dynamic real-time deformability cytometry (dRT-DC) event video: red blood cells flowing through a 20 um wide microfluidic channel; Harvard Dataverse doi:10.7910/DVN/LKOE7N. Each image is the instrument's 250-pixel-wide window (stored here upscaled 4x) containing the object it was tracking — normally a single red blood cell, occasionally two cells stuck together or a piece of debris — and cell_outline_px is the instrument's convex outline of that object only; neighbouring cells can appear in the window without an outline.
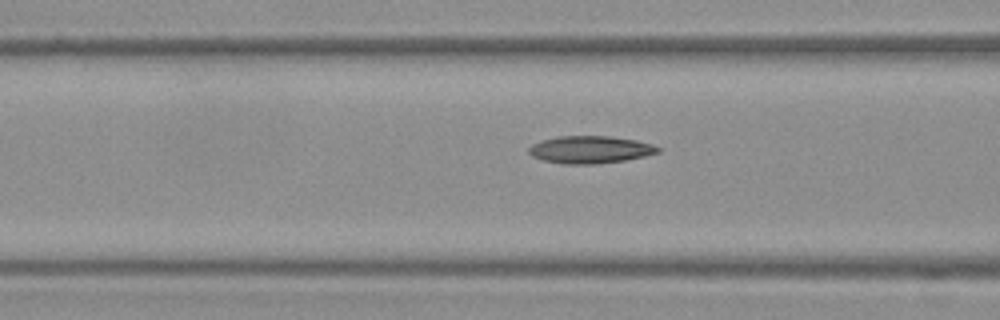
{"species": "Egyptian fruit bat (a non-hibernating species)", "species_latin": "Rousettus aegyptiacus", "temperature_condition": "warm", "stored_images_in_passage": 18, "camera_frame_rate_fps": 3000, "um_per_image_px": 0.085, "frame": {"image": 1, "passage_image": 16, "time_ms": 5.0, "image_size_px": [1000, 320], "cell_outline_px": [[660, 152], [644, 156], [624, 160], [596, 164], [564, 164], [544, 160], [532, 156], [528, 152], [528, 148], [532, 144], [544, 140], [560, 136], [608, 136], [636, 140], [652, 144], [660, 148]], "centroid_in_image_um": [50.17, 12.72], "position_along_channel_um": 116.4, "area_um2": 20.46}}